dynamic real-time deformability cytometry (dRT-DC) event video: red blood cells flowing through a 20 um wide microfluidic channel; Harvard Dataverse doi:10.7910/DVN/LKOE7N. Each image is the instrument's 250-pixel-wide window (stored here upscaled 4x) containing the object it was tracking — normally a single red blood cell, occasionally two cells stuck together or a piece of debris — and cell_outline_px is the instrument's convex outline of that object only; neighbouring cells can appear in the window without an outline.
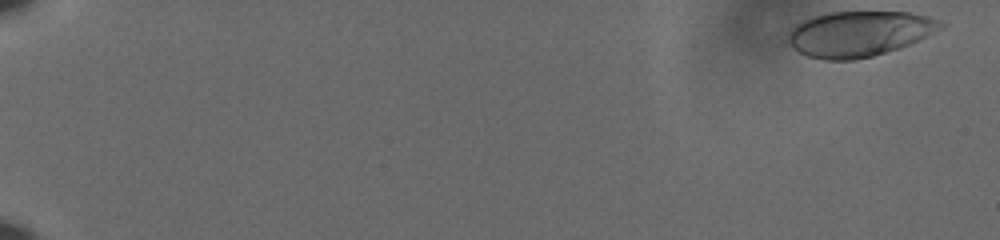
{"species": "human", "species_latin": "Homo sapiens", "temperature_condition": "cold", "stored_images_in_passage": 58, "camera_frame_rate_fps": 3000, "um_per_image_px": 0.085, "donor": {"sex": "male"}, "frame": {"image": 1, "passage_image": 1, "time_ms": 0.0, "image_size_px": [1000, 240], "cell_outline_px": [[944, 24], [924, 36], [908, 44], [872, 56], [852, 60], [824, 60], [808, 56], [792, 48], [788, 40], [788, 32], [800, 20], [812, 16], [828, 12], [908, 12], [928, 16]], "centroid_in_image_um": [72.91, 2.86], "position_along_channel_um": 12.1, "area_um2": 39.77}}
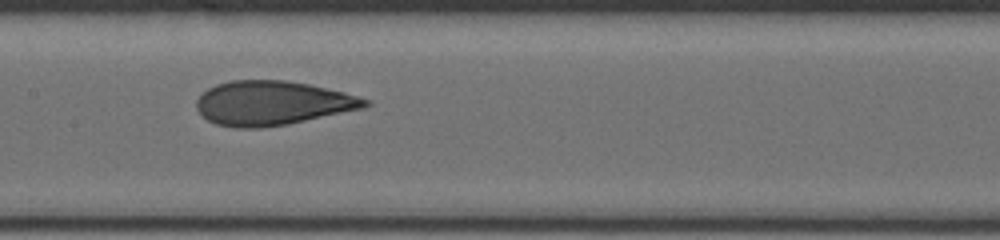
{"frame": {"image": 2, "passage_image": 32, "time_ms": 10.333, "image_size_px": [1000, 240], "cell_outline_px": [[372, 104], [364, 108], [288, 124], [260, 128], [236, 128], [216, 124], [208, 120], [196, 108], [196, 100], [208, 88], [216, 84], [232, 80], [284, 80], [308, 84], [344, 92], [372, 100]], "centroid_in_image_um": [23.17, 8.76], "position_along_channel_um": 184.2, "area_um2": 43.47}}
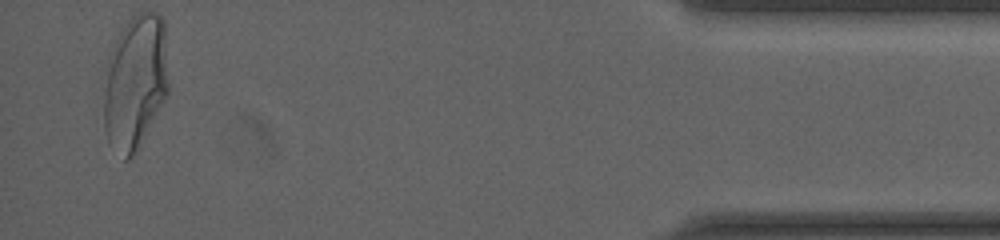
{"frame": {"image": 3, "passage_image": 57, "time_ms": 18.667, "image_size_px": [1000, 240], "cell_outline_px": [[168, 92], [136, 152], [128, 160], [124, 160], [108, 144], [104, 128], [104, 68], [108, 56], [120, 32], [132, 16], [140, 12], [156, 12], [164, 20], [168, 84]], "centroid_in_image_um": [11.46, 6.99], "position_along_channel_um": 423.7, "area_um2": 51.04}, "authors_computed_cell_mechanics": {"area_um2": 42.6853, "velocity_mm_per_s": 3.6009, "shape_relaxation_time_tau1_ms": 5.5723, "shape_relaxation_time_tau2_ms": 0.9886, "deformation_change_tau1": 0.1945, "deformation_change_tau2": 0.0817}}